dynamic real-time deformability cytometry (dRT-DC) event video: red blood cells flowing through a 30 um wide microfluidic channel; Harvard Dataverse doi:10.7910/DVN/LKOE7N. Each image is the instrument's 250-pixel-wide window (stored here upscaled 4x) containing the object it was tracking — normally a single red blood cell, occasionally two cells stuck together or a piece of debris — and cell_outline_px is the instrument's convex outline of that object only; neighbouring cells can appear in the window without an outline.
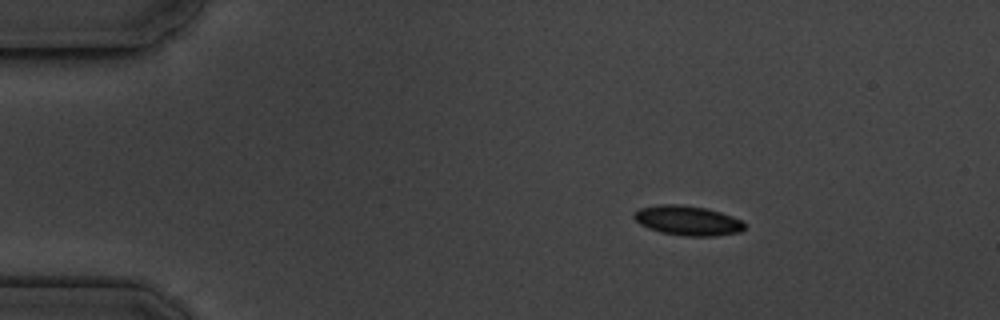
{"species": "common noctule bat (a hibernating species)", "species_latin": "Nyctalus noctula", "temperature_condition": "cold", "stored_images_in_passage": 5, "camera_frame_rate_fps": 3000, "um_per_image_px": 0.085, "animal": {"sex": "male", "body_mass_g": 19.5, "forearm_length_mm": 54.6}, "frame": {"image": 1, "passage_image": 2, "time_ms": 1.0, "image_size_px": [1000, 320], "cell_outline_px": [[744, 228], [740, 232], [716, 236], [684, 236], [660, 232], [648, 228], [640, 224], [632, 216], [632, 212], [640, 208], [656, 204], [680, 204], [704, 208], [720, 212], [732, 216], [740, 220], [744, 224]], "centroid_in_image_um": [58.4, 18.74], "position_along_channel_um": 26.6, "area_um2": 19.19}}
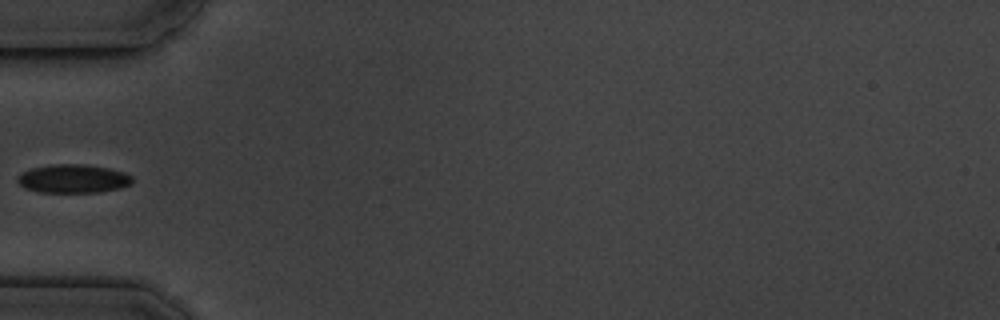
{"frame": {"image": 2, "passage_image": 4, "time_ms": 4.333, "image_size_px": [1000, 320], "cell_outline_px": [[132, 184], [120, 188], [100, 192], [40, 192], [24, 188], [16, 180], [16, 176], [20, 172], [32, 168], [52, 164], [84, 164], [108, 168], [124, 172], [132, 176]], "centroid_in_image_um": [6.19, 15.18], "position_along_channel_um": 78.8, "area_um2": 19.25}}